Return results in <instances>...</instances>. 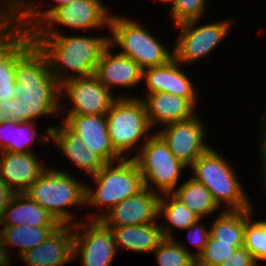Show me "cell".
<instances>
[{
  "label": "cell",
  "instance_id": "cell-1",
  "mask_svg": "<svg viewBox=\"0 0 266 266\" xmlns=\"http://www.w3.org/2000/svg\"><path fill=\"white\" fill-rule=\"evenodd\" d=\"M15 79L16 97L8 101L11 121L37 122L42 116L62 114L65 108L60 104V84L50 73L47 58L31 34L16 23Z\"/></svg>",
  "mask_w": 266,
  "mask_h": 266
},
{
  "label": "cell",
  "instance_id": "cell-2",
  "mask_svg": "<svg viewBox=\"0 0 266 266\" xmlns=\"http://www.w3.org/2000/svg\"><path fill=\"white\" fill-rule=\"evenodd\" d=\"M37 48L45 55L50 73L61 85L67 80L95 74L109 36H72L56 32H31Z\"/></svg>",
  "mask_w": 266,
  "mask_h": 266
},
{
  "label": "cell",
  "instance_id": "cell-3",
  "mask_svg": "<svg viewBox=\"0 0 266 266\" xmlns=\"http://www.w3.org/2000/svg\"><path fill=\"white\" fill-rule=\"evenodd\" d=\"M67 171L46 170L24 192L30 199L51 214L60 225H75L79 219L68 208L85 204L86 183ZM75 220H74V219Z\"/></svg>",
  "mask_w": 266,
  "mask_h": 266
},
{
  "label": "cell",
  "instance_id": "cell-4",
  "mask_svg": "<svg viewBox=\"0 0 266 266\" xmlns=\"http://www.w3.org/2000/svg\"><path fill=\"white\" fill-rule=\"evenodd\" d=\"M90 177L94 178L96 188L94 190L86 184L85 204L101 207V211L97 209L99 212L88 214L89 220H100L113 207L144 188L142 175L133 158L121 159L116 164L106 163Z\"/></svg>",
  "mask_w": 266,
  "mask_h": 266
},
{
  "label": "cell",
  "instance_id": "cell-5",
  "mask_svg": "<svg viewBox=\"0 0 266 266\" xmlns=\"http://www.w3.org/2000/svg\"><path fill=\"white\" fill-rule=\"evenodd\" d=\"M189 168L193 171L190 177L210 191L220 208H223V203L227 205L224 210H246L253 207L254 204L245 193L233 166L217 150L210 147Z\"/></svg>",
  "mask_w": 266,
  "mask_h": 266
},
{
  "label": "cell",
  "instance_id": "cell-6",
  "mask_svg": "<svg viewBox=\"0 0 266 266\" xmlns=\"http://www.w3.org/2000/svg\"><path fill=\"white\" fill-rule=\"evenodd\" d=\"M115 15L110 18L109 44L119 46V54L134 60L142 69L166 64L174 58L173 50L171 52L140 22L130 16Z\"/></svg>",
  "mask_w": 266,
  "mask_h": 266
},
{
  "label": "cell",
  "instance_id": "cell-7",
  "mask_svg": "<svg viewBox=\"0 0 266 266\" xmlns=\"http://www.w3.org/2000/svg\"><path fill=\"white\" fill-rule=\"evenodd\" d=\"M106 120L111 145L122 159L130 157L138 143L143 140V145L153 135L141 97L119 94L106 113Z\"/></svg>",
  "mask_w": 266,
  "mask_h": 266
},
{
  "label": "cell",
  "instance_id": "cell-8",
  "mask_svg": "<svg viewBox=\"0 0 266 266\" xmlns=\"http://www.w3.org/2000/svg\"><path fill=\"white\" fill-rule=\"evenodd\" d=\"M138 148V153L131 155L130 158L138 165L144 187L160 195L172 193L187 166L172 154L168 145L156 132Z\"/></svg>",
  "mask_w": 266,
  "mask_h": 266
},
{
  "label": "cell",
  "instance_id": "cell-9",
  "mask_svg": "<svg viewBox=\"0 0 266 266\" xmlns=\"http://www.w3.org/2000/svg\"><path fill=\"white\" fill-rule=\"evenodd\" d=\"M200 20L187 21L178 25L180 34L176 37L173 48L174 58L183 64L207 57L228 35L233 19L199 24ZM199 24V25H198Z\"/></svg>",
  "mask_w": 266,
  "mask_h": 266
},
{
  "label": "cell",
  "instance_id": "cell-10",
  "mask_svg": "<svg viewBox=\"0 0 266 266\" xmlns=\"http://www.w3.org/2000/svg\"><path fill=\"white\" fill-rule=\"evenodd\" d=\"M73 259L79 258L83 266H110L116 255L111 229L101 220L79 221L73 225ZM83 231V232H82Z\"/></svg>",
  "mask_w": 266,
  "mask_h": 266
},
{
  "label": "cell",
  "instance_id": "cell-11",
  "mask_svg": "<svg viewBox=\"0 0 266 266\" xmlns=\"http://www.w3.org/2000/svg\"><path fill=\"white\" fill-rule=\"evenodd\" d=\"M107 9L102 0H76L55 9L32 32H56L58 24L75 30H109L112 13Z\"/></svg>",
  "mask_w": 266,
  "mask_h": 266
},
{
  "label": "cell",
  "instance_id": "cell-12",
  "mask_svg": "<svg viewBox=\"0 0 266 266\" xmlns=\"http://www.w3.org/2000/svg\"><path fill=\"white\" fill-rule=\"evenodd\" d=\"M61 97L70 100L67 115H106L118 98L95 75L65 81L60 85Z\"/></svg>",
  "mask_w": 266,
  "mask_h": 266
},
{
  "label": "cell",
  "instance_id": "cell-13",
  "mask_svg": "<svg viewBox=\"0 0 266 266\" xmlns=\"http://www.w3.org/2000/svg\"><path fill=\"white\" fill-rule=\"evenodd\" d=\"M197 115L168 124L157 132L172 154L187 167L211 147L205 142L206 127Z\"/></svg>",
  "mask_w": 266,
  "mask_h": 266
},
{
  "label": "cell",
  "instance_id": "cell-14",
  "mask_svg": "<svg viewBox=\"0 0 266 266\" xmlns=\"http://www.w3.org/2000/svg\"><path fill=\"white\" fill-rule=\"evenodd\" d=\"M160 197L156 191L144 187L113 207L100 220L109 228L155 222L159 217Z\"/></svg>",
  "mask_w": 266,
  "mask_h": 266
},
{
  "label": "cell",
  "instance_id": "cell-15",
  "mask_svg": "<svg viewBox=\"0 0 266 266\" xmlns=\"http://www.w3.org/2000/svg\"><path fill=\"white\" fill-rule=\"evenodd\" d=\"M61 121L106 163L122 159L111 145L106 115H66Z\"/></svg>",
  "mask_w": 266,
  "mask_h": 266
},
{
  "label": "cell",
  "instance_id": "cell-16",
  "mask_svg": "<svg viewBox=\"0 0 266 266\" xmlns=\"http://www.w3.org/2000/svg\"><path fill=\"white\" fill-rule=\"evenodd\" d=\"M73 225H60L44 242L24 253L26 266H62L73 262Z\"/></svg>",
  "mask_w": 266,
  "mask_h": 266
},
{
  "label": "cell",
  "instance_id": "cell-17",
  "mask_svg": "<svg viewBox=\"0 0 266 266\" xmlns=\"http://www.w3.org/2000/svg\"><path fill=\"white\" fill-rule=\"evenodd\" d=\"M108 46L97 63L95 76L110 91L112 88H132L142 81L143 69L129 57L113 54Z\"/></svg>",
  "mask_w": 266,
  "mask_h": 266
},
{
  "label": "cell",
  "instance_id": "cell-18",
  "mask_svg": "<svg viewBox=\"0 0 266 266\" xmlns=\"http://www.w3.org/2000/svg\"><path fill=\"white\" fill-rule=\"evenodd\" d=\"M38 157L35 152H0V176L14 193H24L46 170Z\"/></svg>",
  "mask_w": 266,
  "mask_h": 266
},
{
  "label": "cell",
  "instance_id": "cell-19",
  "mask_svg": "<svg viewBox=\"0 0 266 266\" xmlns=\"http://www.w3.org/2000/svg\"><path fill=\"white\" fill-rule=\"evenodd\" d=\"M141 99L152 129L159 124L163 128V126L189 119L197 114L196 106L189 99L169 93H150Z\"/></svg>",
  "mask_w": 266,
  "mask_h": 266
},
{
  "label": "cell",
  "instance_id": "cell-20",
  "mask_svg": "<svg viewBox=\"0 0 266 266\" xmlns=\"http://www.w3.org/2000/svg\"><path fill=\"white\" fill-rule=\"evenodd\" d=\"M60 122L62 126H54L51 130V139L54 141L55 147L81 171H86L90 176L95 175L106 162L92 150L86 149L78 135L73 133L62 121Z\"/></svg>",
  "mask_w": 266,
  "mask_h": 266
},
{
  "label": "cell",
  "instance_id": "cell-21",
  "mask_svg": "<svg viewBox=\"0 0 266 266\" xmlns=\"http://www.w3.org/2000/svg\"><path fill=\"white\" fill-rule=\"evenodd\" d=\"M36 122L6 121L0 123V152L29 153L35 152L32 148L34 142L40 144L51 140V130L54 126L47 127L41 134ZM46 133V134H45Z\"/></svg>",
  "mask_w": 266,
  "mask_h": 266
},
{
  "label": "cell",
  "instance_id": "cell-22",
  "mask_svg": "<svg viewBox=\"0 0 266 266\" xmlns=\"http://www.w3.org/2000/svg\"><path fill=\"white\" fill-rule=\"evenodd\" d=\"M15 82V22L0 11V100L16 97Z\"/></svg>",
  "mask_w": 266,
  "mask_h": 266
},
{
  "label": "cell",
  "instance_id": "cell-23",
  "mask_svg": "<svg viewBox=\"0 0 266 266\" xmlns=\"http://www.w3.org/2000/svg\"><path fill=\"white\" fill-rule=\"evenodd\" d=\"M110 229L113 233L116 251L120 249L138 253H153L164 239L161 225L157 221Z\"/></svg>",
  "mask_w": 266,
  "mask_h": 266
},
{
  "label": "cell",
  "instance_id": "cell-24",
  "mask_svg": "<svg viewBox=\"0 0 266 266\" xmlns=\"http://www.w3.org/2000/svg\"><path fill=\"white\" fill-rule=\"evenodd\" d=\"M60 226L55 218L24 193H15L0 226Z\"/></svg>",
  "mask_w": 266,
  "mask_h": 266
},
{
  "label": "cell",
  "instance_id": "cell-25",
  "mask_svg": "<svg viewBox=\"0 0 266 266\" xmlns=\"http://www.w3.org/2000/svg\"><path fill=\"white\" fill-rule=\"evenodd\" d=\"M32 0H0V11L11 18L22 30L31 33L35 30L55 9L65 6L76 0H51L55 5L51 9L41 10L44 4ZM40 3V4H39ZM42 5V6H41ZM41 7V8H40ZM43 7V8H42Z\"/></svg>",
  "mask_w": 266,
  "mask_h": 266
},
{
  "label": "cell",
  "instance_id": "cell-26",
  "mask_svg": "<svg viewBox=\"0 0 266 266\" xmlns=\"http://www.w3.org/2000/svg\"><path fill=\"white\" fill-rule=\"evenodd\" d=\"M158 216H163L162 218L166 220V224L160 223L164 238L175 237L174 227L183 231L200 219L172 193L161 195Z\"/></svg>",
  "mask_w": 266,
  "mask_h": 266
},
{
  "label": "cell",
  "instance_id": "cell-27",
  "mask_svg": "<svg viewBox=\"0 0 266 266\" xmlns=\"http://www.w3.org/2000/svg\"><path fill=\"white\" fill-rule=\"evenodd\" d=\"M0 237L7 249L18 247L17 255L21 257L31 248L44 242L59 226H1ZM11 246V247H10Z\"/></svg>",
  "mask_w": 266,
  "mask_h": 266
},
{
  "label": "cell",
  "instance_id": "cell-28",
  "mask_svg": "<svg viewBox=\"0 0 266 266\" xmlns=\"http://www.w3.org/2000/svg\"><path fill=\"white\" fill-rule=\"evenodd\" d=\"M172 194L203 220L220 208L210 191L192 177L177 186Z\"/></svg>",
  "mask_w": 266,
  "mask_h": 266
},
{
  "label": "cell",
  "instance_id": "cell-29",
  "mask_svg": "<svg viewBox=\"0 0 266 266\" xmlns=\"http://www.w3.org/2000/svg\"><path fill=\"white\" fill-rule=\"evenodd\" d=\"M246 210H223L209 227L210 237L225 243H244Z\"/></svg>",
  "mask_w": 266,
  "mask_h": 266
},
{
  "label": "cell",
  "instance_id": "cell-30",
  "mask_svg": "<svg viewBox=\"0 0 266 266\" xmlns=\"http://www.w3.org/2000/svg\"><path fill=\"white\" fill-rule=\"evenodd\" d=\"M158 266H192L194 252L175 238H164L153 251Z\"/></svg>",
  "mask_w": 266,
  "mask_h": 266
},
{
  "label": "cell",
  "instance_id": "cell-31",
  "mask_svg": "<svg viewBox=\"0 0 266 266\" xmlns=\"http://www.w3.org/2000/svg\"><path fill=\"white\" fill-rule=\"evenodd\" d=\"M254 206L246 209V225L244 235V247L254 257L255 261H266V220L252 219Z\"/></svg>",
  "mask_w": 266,
  "mask_h": 266
},
{
  "label": "cell",
  "instance_id": "cell-32",
  "mask_svg": "<svg viewBox=\"0 0 266 266\" xmlns=\"http://www.w3.org/2000/svg\"><path fill=\"white\" fill-rule=\"evenodd\" d=\"M244 243H225L209 237L202 253L197 257L199 266H219L235 249Z\"/></svg>",
  "mask_w": 266,
  "mask_h": 266
},
{
  "label": "cell",
  "instance_id": "cell-33",
  "mask_svg": "<svg viewBox=\"0 0 266 266\" xmlns=\"http://www.w3.org/2000/svg\"><path fill=\"white\" fill-rule=\"evenodd\" d=\"M181 65L175 58L171 59L170 94L187 98L197 106V90Z\"/></svg>",
  "mask_w": 266,
  "mask_h": 266
},
{
  "label": "cell",
  "instance_id": "cell-34",
  "mask_svg": "<svg viewBox=\"0 0 266 266\" xmlns=\"http://www.w3.org/2000/svg\"><path fill=\"white\" fill-rule=\"evenodd\" d=\"M142 78H144L143 82L146 81L145 86H147L143 95L159 92L170 94L171 60L160 66L143 69Z\"/></svg>",
  "mask_w": 266,
  "mask_h": 266
},
{
  "label": "cell",
  "instance_id": "cell-35",
  "mask_svg": "<svg viewBox=\"0 0 266 266\" xmlns=\"http://www.w3.org/2000/svg\"><path fill=\"white\" fill-rule=\"evenodd\" d=\"M206 0H175L170 9L173 24L178 25L187 21L200 20L206 13Z\"/></svg>",
  "mask_w": 266,
  "mask_h": 266
},
{
  "label": "cell",
  "instance_id": "cell-36",
  "mask_svg": "<svg viewBox=\"0 0 266 266\" xmlns=\"http://www.w3.org/2000/svg\"><path fill=\"white\" fill-rule=\"evenodd\" d=\"M203 219H199L196 223L192 224L191 226L187 227L183 231L188 232V238L193 246L196 247V252H194V257H197L202 253L204 247L208 243L210 234L209 228L206 229L207 226H204L202 223Z\"/></svg>",
  "mask_w": 266,
  "mask_h": 266
},
{
  "label": "cell",
  "instance_id": "cell-37",
  "mask_svg": "<svg viewBox=\"0 0 266 266\" xmlns=\"http://www.w3.org/2000/svg\"><path fill=\"white\" fill-rule=\"evenodd\" d=\"M219 266H259L254 257L244 247L234 250Z\"/></svg>",
  "mask_w": 266,
  "mask_h": 266
},
{
  "label": "cell",
  "instance_id": "cell-38",
  "mask_svg": "<svg viewBox=\"0 0 266 266\" xmlns=\"http://www.w3.org/2000/svg\"><path fill=\"white\" fill-rule=\"evenodd\" d=\"M259 124L261 125L260 127L262 128V130L261 131H263V132H261L262 133V135H261V138H260V148H259V155H260V161H261V170L262 171H260L261 172V180H262V178H263V182H264V184H262L263 185V187H265L266 188V118L264 119H261V121L259 122Z\"/></svg>",
  "mask_w": 266,
  "mask_h": 266
},
{
  "label": "cell",
  "instance_id": "cell-39",
  "mask_svg": "<svg viewBox=\"0 0 266 266\" xmlns=\"http://www.w3.org/2000/svg\"><path fill=\"white\" fill-rule=\"evenodd\" d=\"M14 195L15 193L9 188V186L0 176V222L3 219L5 210L7 209Z\"/></svg>",
  "mask_w": 266,
  "mask_h": 266
},
{
  "label": "cell",
  "instance_id": "cell-40",
  "mask_svg": "<svg viewBox=\"0 0 266 266\" xmlns=\"http://www.w3.org/2000/svg\"><path fill=\"white\" fill-rule=\"evenodd\" d=\"M11 255L0 237V266H10L12 263L10 259L12 257Z\"/></svg>",
  "mask_w": 266,
  "mask_h": 266
},
{
  "label": "cell",
  "instance_id": "cell-41",
  "mask_svg": "<svg viewBox=\"0 0 266 266\" xmlns=\"http://www.w3.org/2000/svg\"><path fill=\"white\" fill-rule=\"evenodd\" d=\"M10 121L8 101L0 100V123Z\"/></svg>",
  "mask_w": 266,
  "mask_h": 266
},
{
  "label": "cell",
  "instance_id": "cell-42",
  "mask_svg": "<svg viewBox=\"0 0 266 266\" xmlns=\"http://www.w3.org/2000/svg\"><path fill=\"white\" fill-rule=\"evenodd\" d=\"M157 1H159L160 3H163V4L165 3V4H170V5L172 4L173 5L175 0H157Z\"/></svg>",
  "mask_w": 266,
  "mask_h": 266
},
{
  "label": "cell",
  "instance_id": "cell-43",
  "mask_svg": "<svg viewBox=\"0 0 266 266\" xmlns=\"http://www.w3.org/2000/svg\"><path fill=\"white\" fill-rule=\"evenodd\" d=\"M192 266H199L197 262H195Z\"/></svg>",
  "mask_w": 266,
  "mask_h": 266
}]
</instances>
